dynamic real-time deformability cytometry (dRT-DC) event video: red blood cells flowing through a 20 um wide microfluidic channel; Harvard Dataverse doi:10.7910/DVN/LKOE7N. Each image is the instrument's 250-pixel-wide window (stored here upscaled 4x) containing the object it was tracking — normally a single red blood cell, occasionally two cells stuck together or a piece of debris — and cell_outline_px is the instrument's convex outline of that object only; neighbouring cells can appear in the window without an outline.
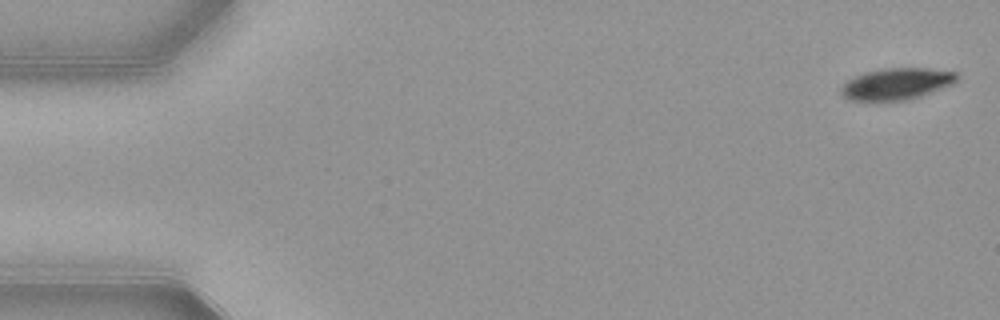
{"species": "common noctule bat (a hibernating species)", "species_latin": "Nyctalus noctula", "temperature_condition": "warm", "stored_images_in_passage": 53, "camera_frame_rate_fps": 3000, "um_per_image_px": 0.085, "animal": {"sex": "female", "body_mass_g": 21.9}, "frame": {"image": 1, "passage_image": 1, "time_ms": 0.0, "image_size_px": [1000, 320], "cell_outline_px": [[960, 80], [956, 84], [908, 100], [848, 100], [840, 92], [840, 88], [848, 80], [864, 72], [884, 68], [928, 68], [956, 72], [960, 76]], "centroid_in_image_um": [76.28, 7.12], "position_along_channel_um": 8.7, "area_um2": 21.5}}
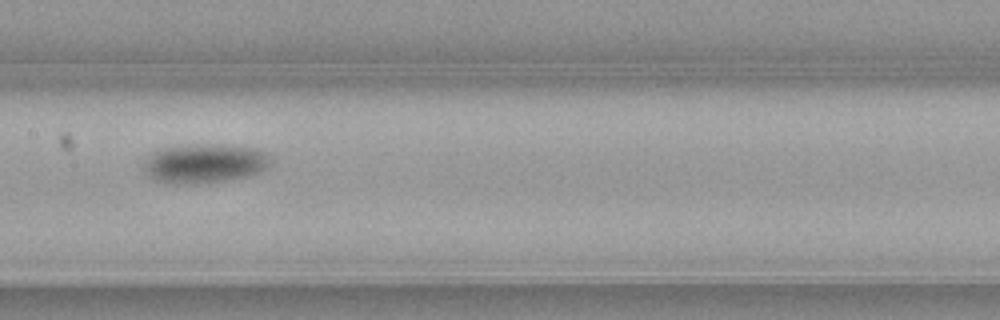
{"frame": {"image": 2, "passage_image": 26, "time_ms": 8.333, "image_size_px": [1000, 320], "cell_outline_px": [[272, 156], [268, 164], [264, 168], [248, 176], [224, 180], [180, 184], [176, 184], [156, 180], [148, 176], [144, 168], [144, 160], [152, 152], [160, 148], [188, 144], [232, 144], [260, 148]], "centroid_in_image_um": [17.39, 13.84], "position_along_channel_um": 190.0, "area_um2": 29.19}}
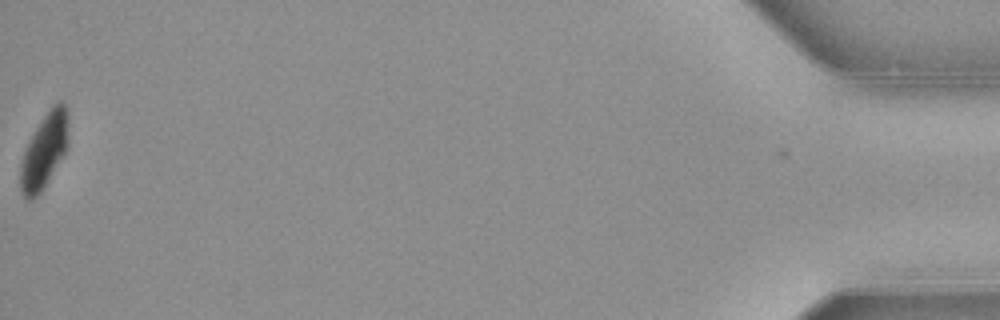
{"frame": {"image": 3, "passage_image": 53, "time_ms": 17.333, "image_size_px": [1000, 320], "cell_outline_px": [[68, 144], [64, 152], [44, 188], [32, 200], [28, 200], [24, 196], [20, 188], [20, 160], [36, 128], [52, 104], [56, 100], [60, 100], [68, 108]], "centroid_in_image_um": [3.77, 12.79], "position_along_channel_um": 431.4, "area_um2": 20.81}, "authors_computed_cell_mechanics": {"area_um2": 25.2008, "velocity_mm_per_s": 3.8666, "shape_relaxation_time_tau1_ms": 2.005, "shape_relaxation_time_tau2_ms": null, "deformation_change_tau1": 0.1318, "deformation_change_tau2": null}}